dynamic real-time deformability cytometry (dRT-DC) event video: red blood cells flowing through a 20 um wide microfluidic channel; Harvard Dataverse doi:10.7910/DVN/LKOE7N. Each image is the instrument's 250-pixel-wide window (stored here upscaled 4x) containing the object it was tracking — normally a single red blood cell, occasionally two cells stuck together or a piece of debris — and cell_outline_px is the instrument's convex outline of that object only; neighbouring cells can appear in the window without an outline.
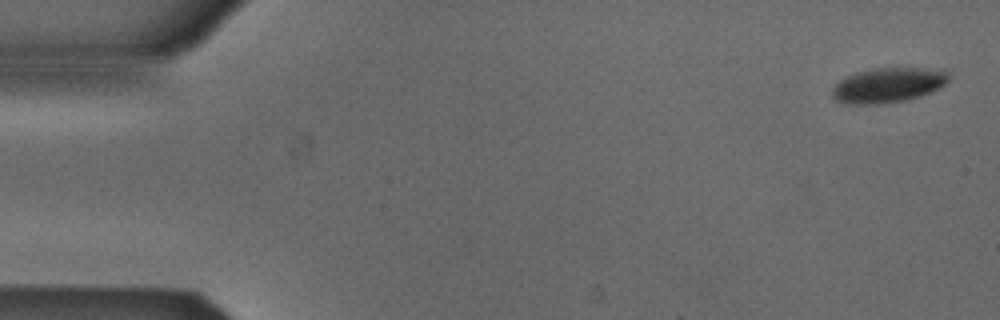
{"species": "Egyptian fruit bat (a non-hibernating species)", "species_latin": "Rousettus aegyptiacus", "temperature_condition": "cold", "stored_images_in_passage": 7, "camera_frame_rate_fps": 3000, "um_per_image_px": 0.085, "animal": {"sex": "male"}, "frame": {"image": 1, "passage_image": 1, "time_ms": 0.0, "image_size_px": [1000, 320], "cell_outline_px": [[948, 80], [940, 88], [920, 96], [904, 100], [876, 104], [848, 104], [836, 100], [832, 96], [832, 88], [840, 80], [856, 72], [872, 68], [944, 68], [948, 72]], "centroid_in_image_um": [75.51, 7.22], "position_along_channel_um": 9.5, "area_um2": 23.7}}
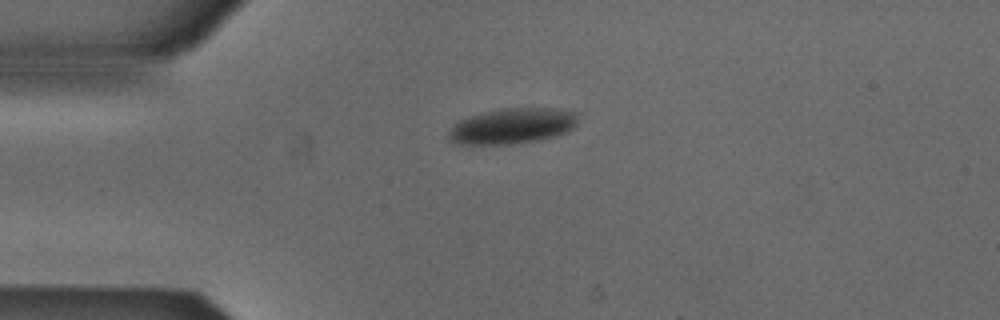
{"frame": {"image": 2, "passage_image": 4, "time_ms": 1.0, "image_size_px": [1000, 320], "cell_outline_px": [[580, 112], [576, 124], [568, 132], [556, 136], [540, 140], [512, 144], [452, 144], [448, 140], [448, 132], [460, 120], [484, 112], [504, 108], [552, 108]], "centroid_in_image_um": [43.59, 10.72], "position_along_channel_um": 41.4, "area_um2": 26.99}}
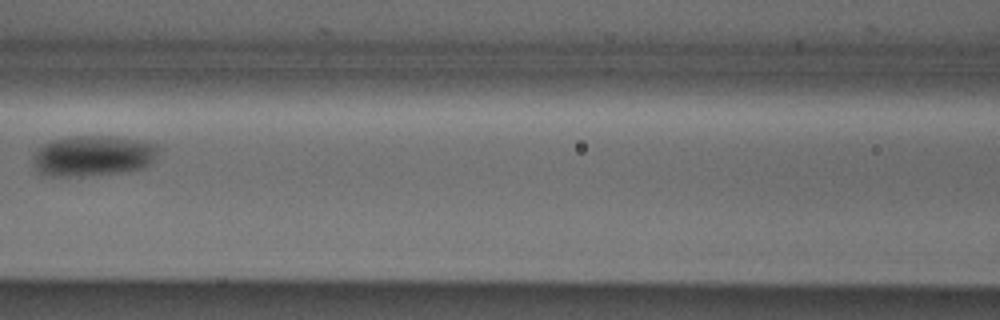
{"frame": {"image": 3, "passage_image": 7, "time_ms": 2.0, "image_size_px": [1000, 320], "cell_outline_px": [[156, 148], [152, 160], [144, 168], [124, 172], [80, 176], [40, 176], [36, 172], [32, 160], [32, 156], [44, 144], [52, 140], [68, 136], [112, 136], [156, 144]], "centroid_in_image_um": [7.8, 13.26], "position_along_channel_um": 158.8, "area_um2": 29.59}}